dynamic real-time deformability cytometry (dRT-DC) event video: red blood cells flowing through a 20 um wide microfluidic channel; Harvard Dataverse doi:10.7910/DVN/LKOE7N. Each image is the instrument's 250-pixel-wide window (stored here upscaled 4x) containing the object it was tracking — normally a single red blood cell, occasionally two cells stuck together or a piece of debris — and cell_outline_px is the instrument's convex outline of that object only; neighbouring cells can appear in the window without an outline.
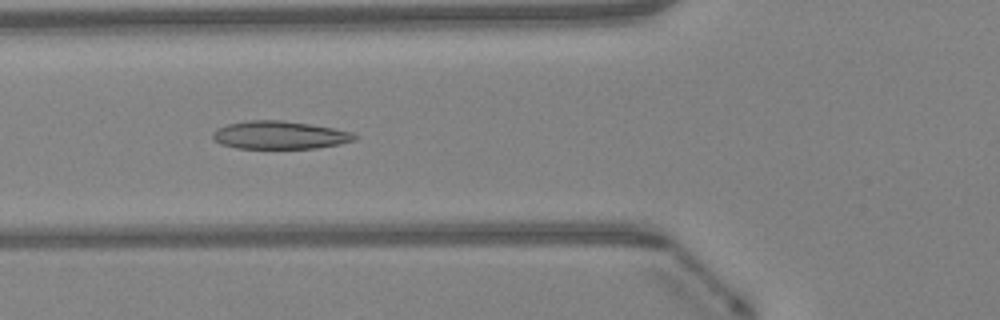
{"species": "Egyptian fruit bat (a non-hibernating species)", "species_latin": "Rousettus aegyptiacus", "temperature_condition": "warm", "stored_images_in_passage": 39, "camera_frame_rate_fps": 3000, "um_per_image_px": 0.085, "animal": {"sex": "female"}, "frame": {"image": 1, "passage_image": 9, "time_ms": 2.667, "image_size_px": [1000, 320], "cell_outline_px": [[360, 136], [356, 140], [316, 148], [236, 148], [220, 144], [212, 136], [212, 132], [216, 128], [228, 124], [248, 120], [280, 120], [308, 124], [332, 128], [352, 132]], "centroid_in_image_um": [23.75, 11.48], "position_along_channel_um": 102.0, "area_um2": 23.0}}
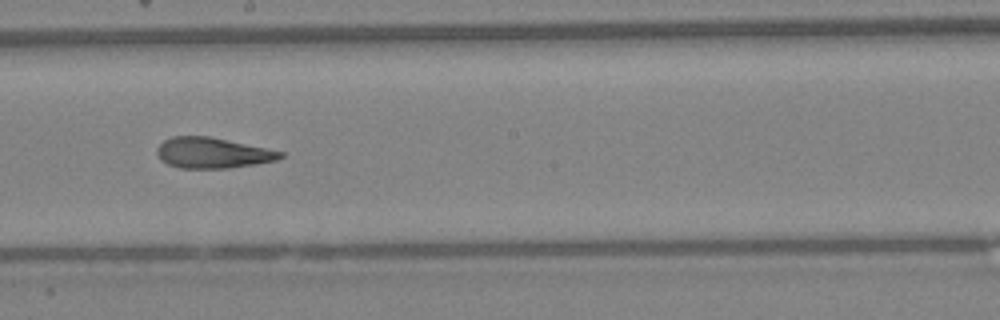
{"frame": {"image": 2, "passage_image": 18, "time_ms": 5.667, "image_size_px": [1000, 320], "cell_outline_px": [[284, 156], [276, 160], [256, 164], [228, 168], [180, 168], [168, 164], [160, 160], [156, 152], [156, 148], [164, 140], [172, 136], [208, 136], [284, 152]], "centroid_in_image_um": [18.03, 13.0], "position_along_channel_um": 230.2, "area_um2": 21.91}}
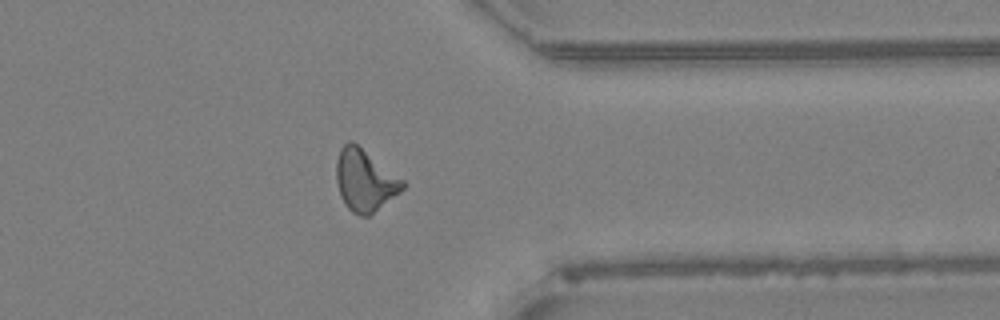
{"frame": {"image": 3, "passage_image": 29, "time_ms": 9.333, "image_size_px": [1000, 320], "cell_outline_px": [[404, 188], [400, 192], [368, 216], [360, 216], [352, 212], [344, 204], [340, 196], [336, 180], [336, 160], [340, 148], [348, 140], [352, 140], [404, 180]], "centroid_in_image_um": [30.98, 15.31], "position_along_channel_um": 380.4, "area_um2": 23.81}, "authors_computed_cell_mechanics": {"area_um2": 22.4264, "velocity_mm_per_s": 4.2931, "shape_relaxation_time_tau1_ms": null, "shape_relaxation_time_tau2_ms": 3.5282, "deformation_change_tau1": null, "deformation_change_tau2": 0.141}}